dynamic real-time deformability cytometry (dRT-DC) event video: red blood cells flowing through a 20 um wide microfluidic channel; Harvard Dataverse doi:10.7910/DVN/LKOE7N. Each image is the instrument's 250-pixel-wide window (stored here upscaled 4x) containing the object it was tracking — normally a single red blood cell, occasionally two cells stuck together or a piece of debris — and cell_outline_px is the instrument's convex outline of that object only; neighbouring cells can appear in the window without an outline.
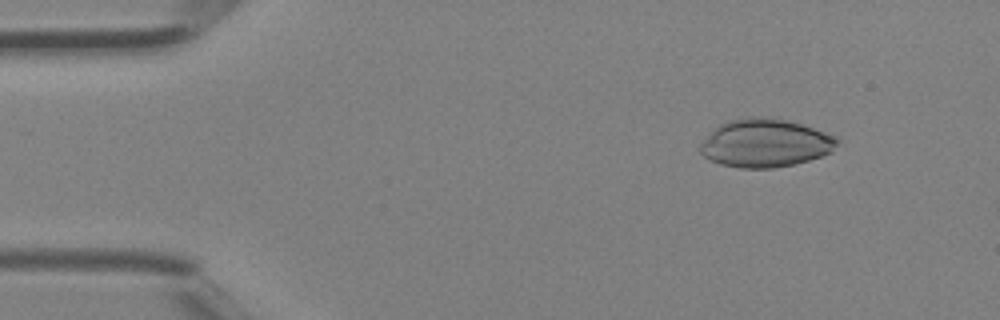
{"species": "Egyptian fruit bat (a non-hibernating species)", "species_latin": "Rousettus aegyptiacus", "temperature_condition": "room temperature", "stored_images_in_passage": 41, "camera_frame_rate_fps": 3000, "um_per_image_px": 0.085, "animal": {"sex": "female"}, "frame": {"image": 1, "passage_image": 5, "time_ms": 1.333, "image_size_px": [1000, 320], "cell_outline_px": [[840, 140], [832, 152], [796, 164], [772, 168], [740, 168], [720, 164], [708, 160], [700, 152], [700, 144], [720, 124], [728, 120], [748, 116], [764, 116], [784, 120], [800, 124], [836, 136]], "centroid_in_image_um": [65.04, 12.17], "position_along_channel_um": 20.0, "area_um2": 38.38}}
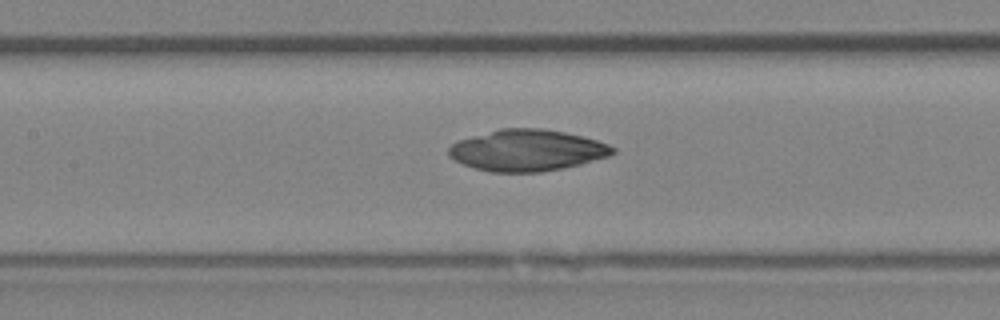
{"frame": {"image": 2, "passage_image": 19, "time_ms": 6.0, "image_size_px": [1000, 320], "cell_outline_px": [[616, 152], [608, 156], [580, 164], [564, 168], [540, 172], [488, 172], [464, 164], [448, 156], [448, 148], [452, 144], [460, 140], [472, 136], [500, 128], [544, 128], [564, 132], [596, 140], [608, 144], [616, 148]], "centroid_in_image_um": [44.8, 12.78], "position_along_channel_um": 162.6, "area_um2": 39.42}}
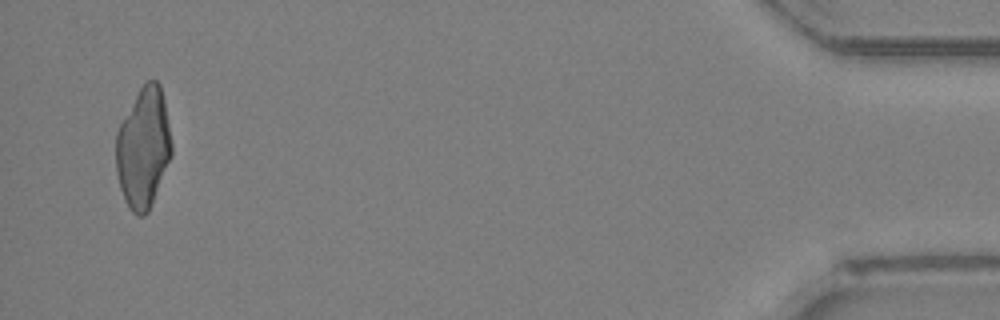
{"frame": {"image": 3, "passage_image": 40, "time_ms": 13.0, "image_size_px": [1000, 320], "cell_outline_px": [[172, 156], [148, 212], [144, 216], [140, 216], [132, 212], [128, 208], [124, 200], [120, 188], [116, 172], [116, 132], [120, 124], [140, 88], [148, 80], [156, 80], [160, 84], [164, 100], [172, 144]], "centroid_in_image_um": [12.18, 12.61], "position_along_channel_um": 423.0, "area_um2": 38.9}}